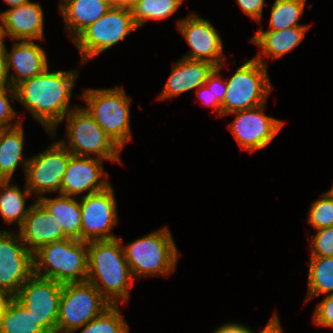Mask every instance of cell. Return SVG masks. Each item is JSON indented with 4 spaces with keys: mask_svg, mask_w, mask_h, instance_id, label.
<instances>
[{
    "mask_svg": "<svg viewBox=\"0 0 333 333\" xmlns=\"http://www.w3.org/2000/svg\"><path fill=\"white\" fill-rule=\"evenodd\" d=\"M76 72H49L46 68L15 87L16 100L29 110L47 132L56 130V126L72 111L68 108L71 91L78 77Z\"/></svg>",
    "mask_w": 333,
    "mask_h": 333,
    "instance_id": "6da1fadb",
    "label": "cell"
},
{
    "mask_svg": "<svg viewBox=\"0 0 333 333\" xmlns=\"http://www.w3.org/2000/svg\"><path fill=\"white\" fill-rule=\"evenodd\" d=\"M122 239L93 240L87 242L88 275L87 282L93 284L101 295L111 304L128 300V288L133 281L123 249ZM101 281V286L98 283ZM117 298V299H115Z\"/></svg>",
    "mask_w": 333,
    "mask_h": 333,
    "instance_id": "7a4b0ae2",
    "label": "cell"
},
{
    "mask_svg": "<svg viewBox=\"0 0 333 333\" xmlns=\"http://www.w3.org/2000/svg\"><path fill=\"white\" fill-rule=\"evenodd\" d=\"M87 242L67 238L34 253V274L61 284L87 281Z\"/></svg>",
    "mask_w": 333,
    "mask_h": 333,
    "instance_id": "3957f363",
    "label": "cell"
},
{
    "mask_svg": "<svg viewBox=\"0 0 333 333\" xmlns=\"http://www.w3.org/2000/svg\"><path fill=\"white\" fill-rule=\"evenodd\" d=\"M133 279L145 275H168L175 270L178 252L167 228L152 232L123 247Z\"/></svg>",
    "mask_w": 333,
    "mask_h": 333,
    "instance_id": "277c9868",
    "label": "cell"
},
{
    "mask_svg": "<svg viewBox=\"0 0 333 333\" xmlns=\"http://www.w3.org/2000/svg\"><path fill=\"white\" fill-rule=\"evenodd\" d=\"M260 56L258 53L255 58L244 62L226 81L227 91L222 103V116L266 104L272 86L266 63Z\"/></svg>",
    "mask_w": 333,
    "mask_h": 333,
    "instance_id": "5b68a950",
    "label": "cell"
},
{
    "mask_svg": "<svg viewBox=\"0 0 333 333\" xmlns=\"http://www.w3.org/2000/svg\"><path fill=\"white\" fill-rule=\"evenodd\" d=\"M82 98L88 104L85 108L98 125L122 149L131 139L129 124L130 99L122 88L88 89Z\"/></svg>",
    "mask_w": 333,
    "mask_h": 333,
    "instance_id": "8992f818",
    "label": "cell"
},
{
    "mask_svg": "<svg viewBox=\"0 0 333 333\" xmlns=\"http://www.w3.org/2000/svg\"><path fill=\"white\" fill-rule=\"evenodd\" d=\"M136 28L130 6L113 5L101 18L82 31L74 42L84 62L118 43Z\"/></svg>",
    "mask_w": 333,
    "mask_h": 333,
    "instance_id": "52a82bcc",
    "label": "cell"
},
{
    "mask_svg": "<svg viewBox=\"0 0 333 333\" xmlns=\"http://www.w3.org/2000/svg\"><path fill=\"white\" fill-rule=\"evenodd\" d=\"M68 151L77 156L121 162L118 153L122 150L98 125L85 108H73L67 115Z\"/></svg>",
    "mask_w": 333,
    "mask_h": 333,
    "instance_id": "ba28073f",
    "label": "cell"
},
{
    "mask_svg": "<svg viewBox=\"0 0 333 333\" xmlns=\"http://www.w3.org/2000/svg\"><path fill=\"white\" fill-rule=\"evenodd\" d=\"M111 304L89 282L63 284L57 330L71 333L102 314Z\"/></svg>",
    "mask_w": 333,
    "mask_h": 333,
    "instance_id": "9c48e42d",
    "label": "cell"
},
{
    "mask_svg": "<svg viewBox=\"0 0 333 333\" xmlns=\"http://www.w3.org/2000/svg\"><path fill=\"white\" fill-rule=\"evenodd\" d=\"M62 288L61 283L33 274L15 298L46 332H52L57 330Z\"/></svg>",
    "mask_w": 333,
    "mask_h": 333,
    "instance_id": "30bf717a",
    "label": "cell"
},
{
    "mask_svg": "<svg viewBox=\"0 0 333 333\" xmlns=\"http://www.w3.org/2000/svg\"><path fill=\"white\" fill-rule=\"evenodd\" d=\"M19 234L0 231V294L15 297L21 286L34 274V254Z\"/></svg>",
    "mask_w": 333,
    "mask_h": 333,
    "instance_id": "8fae6325",
    "label": "cell"
},
{
    "mask_svg": "<svg viewBox=\"0 0 333 333\" xmlns=\"http://www.w3.org/2000/svg\"><path fill=\"white\" fill-rule=\"evenodd\" d=\"M64 142H56L41 154L21 162L25 167L26 187L31 193L61 190L62 178L72 155Z\"/></svg>",
    "mask_w": 333,
    "mask_h": 333,
    "instance_id": "7c38bea8",
    "label": "cell"
},
{
    "mask_svg": "<svg viewBox=\"0 0 333 333\" xmlns=\"http://www.w3.org/2000/svg\"><path fill=\"white\" fill-rule=\"evenodd\" d=\"M113 189L81 196V241L115 239L110 231L117 222L116 200Z\"/></svg>",
    "mask_w": 333,
    "mask_h": 333,
    "instance_id": "4fadbf2b",
    "label": "cell"
},
{
    "mask_svg": "<svg viewBox=\"0 0 333 333\" xmlns=\"http://www.w3.org/2000/svg\"><path fill=\"white\" fill-rule=\"evenodd\" d=\"M265 105L233 112L237 116L230 129L240 146L249 152L267 146L283 126L281 120L262 113Z\"/></svg>",
    "mask_w": 333,
    "mask_h": 333,
    "instance_id": "5bb4252c",
    "label": "cell"
},
{
    "mask_svg": "<svg viewBox=\"0 0 333 333\" xmlns=\"http://www.w3.org/2000/svg\"><path fill=\"white\" fill-rule=\"evenodd\" d=\"M177 22L179 31L192 48L183 58L206 61L215 67L223 65L221 36L209 21L193 14Z\"/></svg>",
    "mask_w": 333,
    "mask_h": 333,
    "instance_id": "9a60e30c",
    "label": "cell"
},
{
    "mask_svg": "<svg viewBox=\"0 0 333 333\" xmlns=\"http://www.w3.org/2000/svg\"><path fill=\"white\" fill-rule=\"evenodd\" d=\"M102 163V159L97 157L72 154L62 178L59 194L74 197L85 191H88L86 195H89L105 190L110 185L107 180H103Z\"/></svg>",
    "mask_w": 333,
    "mask_h": 333,
    "instance_id": "2e32d148",
    "label": "cell"
},
{
    "mask_svg": "<svg viewBox=\"0 0 333 333\" xmlns=\"http://www.w3.org/2000/svg\"><path fill=\"white\" fill-rule=\"evenodd\" d=\"M18 234L33 254L44 245L68 238L60 223L38 201L31 205Z\"/></svg>",
    "mask_w": 333,
    "mask_h": 333,
    "instance_id": "e0dca14e",
    "label": "cell"
},
{
    "mask_svg": "<svg viewBox=\"0 0 333 333\" xmlns=\"http://www.w3.org/2000/svg\"><path fill=\"white\" fill-rule=\"evenodd\" d=\"M2 34L19 40L43 39V12L39 3L29 2L0 13ZM5 27V28H4Z\"/></svg>",
    "mask_w": 333,
    "mask_h": 333,
    "instance_id": "ac0fdd59",
    "label": "cell"
},
{
    "mask_svg": "<svg viewBox=\"0 0 333 333\" xmlns=\"http://www.w3.org/2000/svg\"><path fill=\"white\" fill-rule=\"evenodd\" d=\"M11 53L5 48L6 69L8 73V85L15 88L21 82L28 80L48 68L47 56L44 50L32 40H20L13 45ZM13 67L16 75L9 76V70Z\"/></svg>",
    "mask_w": 333,
    "mask_h": 333,
    "instance_id": "d6986e66",
    "label": "cell"
},
{
    "mask_svg": "<svg viewBox=\"0 0 333 333\" xmlns=\"http://www.w3.org/2000/svg\"><path fill=\"white\" fill-rule=\"evenodd\" d=\"M171 75L159 95L160 99H168L192 89H198L207 81L208 75L215 68L209 62L186 58L177 61Z\"/></svg>",
    "mask_w": 333,
    "mask_h": 333,
    "instance_id": "ffe728a7",
    "label": "cell"
},
{
    "mask_svg": "<svg viewBox=\"0 0 333 333\" xmlns=\"http://www.w3.org/2000/svg\"><path fill=\"white\" fill-rule=\"evenodd\" d=\"M60 11L64 17L66 28L71 30L73 40L90 24L96 22L112 4L108 0H62Z\"/></svg>",
    "mask_w": 333,
    "mask_h": 333,
    "instance_id": "44dd1931",
    "label": "cell"
},
{
    "mask_svg": "<svg viewBox=\"0 0 333 333\" xmlns=\"http://www.w3.org/2000/svg\"><path fill=\"white\" fill-rule=\"evenodd\" d=\"M37 201L60 223L68 238L81 241L82 218L79 202L72 196L61 194L53 199L40 195Z\"/></svg>",
    "mask_w": 333,
    "mask_h": 333,
    "instance_id": "7402d4cb",
    "label": "cell"
},
{
    "mask_svg": "<svg viewBox=\"0 0 333 333\" xmlns=\"http://www.w3.org/2000/svg\"><path fill=\"white\" fill-rule=\"evenodd\" d=\"M308 28L309 26H294L277 31H262L259 28L251 40L263 49V54L276 59L299 45Z\"/></svg>",
    "mask_w": 333,
    "mask_h": 333,
    "instance_id": "603a6c76",
    "label": "cell"
},
{
    "mask_svg": "<svg viewBox=\"0 0 333 333\" xmlns=\"http://www.w3.org/2000/svg\"><path fill=\"white\" fill-rule=\"evenodd\" d=\"M22 122L14 127L0 128V180H10L23 158Z\"/></svg>",
    "mask_w": 333,
    "mask_h": 333,
    "instance_id": "cb8c5ba5",
    "label": "cell"
},
{
    "mask_svg": "<svg viewBox=\"0 0 333 333\" xmlns=\"http://www.w3.org/2000/svg\"><path fill=\"white\" fill-rule=\"evenodd\" d=\"M0 333H47L15 298L5 297Z\"/></svg>",
    "mask_w": 333,
    "mask_h": 333,
    "instance_id": "d4e9b609",
    "label": "cell"
},
{
    "mask_svg": "<svg viewBox=\"0 0 333 333\" xmlns=\"http://www.w3.org/2000/svg\"><path fill=\"white\" fill-rule=\"evenodd\" d=\"M10 180H0V214L7 223L17 221L21 226L25 217L28 215L31 205L25 208V195H31V192L25 186L24 194L15 185L9 186Z\"/></svg>",
    "mask_w": 333,
    "mask_h": 333,
    "instance_id": "484cf974",
    "label": "cell"
},
{
    "mask_svg": "<svg viewBox=\"0 0 333 333\" xmlns=\"http://www.w3.org/2000/svg\"><path fill=\"white\" fill-rule=\"evenodd\" d=\"M183 0H132L130 9L134 23L142 26L150 19H164L172 15Z\"/></svg>",
    "mask_w": 333,
    "mask_h": 333,
    "instance_id": "4316f807",
    "label": "cell"
},
{
    "mask_svg": "<svg viewBox=\"0 0 333 333\" xmlns=\"http://www.w3.org/2000/svg\"><path fill=\"white\" fill-rule=\"evenodd\" d=\"M308 299L333 293V257H310Z\"/></svg>",
    "mask_w": 333,
    "mask_h": 333,
    "instance_id": "83f0119b",
    "label": "cell"
},
{
    "mask_svg": "<svg viewBox=\"0 0 333 333\" xmlns=\"http://www.w3.org/2000/svg\"><path fill=\"white\" fill-rule=\"evenodd\" d=\"M306 0H275L271 9L268 31L283 30L294 26H307L297 23L303 14Z\"/></svg>",
    "mask_w": 333,
    "mask_h": 333,
    "instance_id": "f1b7e54d",
    "label": "cell"
},
{
    "mask_svg": "<svg viewBox=\"0 0 333 333\" xmlns=\"http://www.w3.org/2000/svg\"><path fill=\"white\" fill-rule=\"evenodd\" d=\"M118 304L111 305L102 314L84 325L80 333H129Z\"/></svg>",
    "mask_w": 333,
    "mask_h": 333,
    "instance_id": "f546056e",
    "label": "cell"
},
{
    "mask_svg": "<svg viewBox=\"0 0 333 333\" xmlns=\"http://www.w3.org/2000/svg\"><path fill=\"white\" fill-rule=\"evenodd\" d=\"M308 222L316 229L333 227V197L325 192L322 198L312 203Z\"/></svg>",
    "mask_w": 333,
    "mask_h": 333,
    "instance_id": "4dcf8cb0",
    "label": "cell"
},
{
    "mask_svg": "<svg viewBox=\"0 0 333 333\" xmlns=\"http://www.w3.org/2000/svg\"><path fill=\"white\" fill-rule=\"evenodd\" d=\"M312 241L311 257H333V227L317 230Z\"/></svg>",
    "mask_w": 333,
    "mask_h": 333,
    "instance_id": "1f68e13d",
    "label": "cell"
},
{
    "mask_svg": "<svg viewBox=\"0 0 333 333\" xmlns=\"http://www.w3.org/2000/svg\"><path fill=\"white\" fill-rule=\"evenodd\" d=\"M9 93V94H8ZM10 95V96H8ZM9 97H12L11 99L16 100V91L15 88H12L11 86L7 85L2 86L0 88V128H10L17 126L21 123V121L16 122L13 126H11V119H13L16 115L15 110L9 103ZM9 124V125H8Z\"/></svg>",
    "mask_w": 333,
    "mask_h": 333,
    "instance_id": "d6a6232c",
    "label": "cell"
},
{
    "mask_svg": "<svg viewBox=\"0 0 333 333\" xmlns=\"http://www.w3.org/2000/svg\"><path fill=\"white\" fill-rule=\"evenodd\" d=\"M222 66L223 65L215 67L208 75L207 81L204 84L206 87H212L213 107L217 110L219 116H222V103L227 91L226 80L223 81L221 80L222 78L218 76V72L221 70ZM220 84L223 88L220 86Z\"/></svg>",
    "mask_w": 333,
    "mask_h": 333,
    "instance_id": "836d02e7",
    "label": "cell"
},
{
    "mask_svg": "<svg viewBox=\"0 0 333 333\" xmlns=\"http://www.w3.org/2000/svg\"><path fill=\"white\" fill-rule=\"evenodd\" d=\"M313 321L317 325L333 328V293L317 304Z\"/></svg>",
    "mask_w": 333,
    "mask_h": 333,
    "instance_id": "e575fe53",
    "label": "cell"
},
{
    "mask_svg": "<svg viewBox=\"0 0 333 333\" xmlns=\"http://www.w3.org/2000/svg\"><path fill=\"white\" fill-rule=\"evenodd\" d=\"M237 2L246 14L261 22L264 0H237Z\"/></svg>",
    "mask_w": 333,
    "mask_h": 333,
    "instance_id": "d590c367",
    "label": "cell"
},
{
    "mask_svg": "<svg viewBox=\"0 0 333 333\" xmlns=\"http://www.w3.org/2000/svg\"><path fill=\"white\" fill-rule=\"evenodd\" d=\"M8 73L6 69V58H5V45L2 42L0 44V85H8Z\"/></svg>",
    "mask_w": 333,
    "mask_h": 333,
    "instance_id": "8d00e7d4",
    "label": "cell"
},
{
    "mask_svg": "<svg viewBox=\"0 0 333 333\" xmlns=\"http://www.w3.org/2000/svg\"><path fill=\"white\" fill-rule=\"evenodd\" d=\"M248 329L246 326L238 323H228L219 327L213 333H247Z\"/></svg>",
    "mask_w": 333,
    "mask_h": 333,
    "instance_id": "74e56055",
    "label": "cell"
},
{
    "mask_svg": "<svg viewBox=\"0 0 333 333\" xmlns=\"http://www.w3.org/2000/svg\"><path fill=\"white\" fill-rule=\"evenodd\" d=\"M282 328L280 326L279 319L276 314L272 316V318L269 320L268 324L265 326V328L260 333H282ZM247 333H254L251 331V329H248Z\"/></svg>",
    "mask_w": 333,
    "mask_h": 333,
    "instance_id": "f35d334b",
    "label": "cell"
},
{
    "mask_svg": "<svg viewBox=\"0 0 333 333\" xmlns=\"http://www.w3.org/2000/svg\"><path fill=\"white\" fill-rule=\"evenodd\" d=\"M197 96H199L208 106L213 107V94H212V87H206L205 85L200 86L197 89Z\"/></svg>",
    "mask_w": 333,
    "mask_h": 333,
    "instance_id": "ab89813d",
    "label": "cell"
},
{
    "mask_svg": "<svg viewBox=\"0 0 333 333\" xmlns=\"http://www.w3.org/2000/svg\"><path fill=\"white\" fill-rule=\"evenodd\" d=\"M112 5L115 6H129L132 0H108Z\"/></svg>",
    "mask_w": 333,
    "mask_h": 333,
    "instance_id": "60d3db41",
    "label": "cell"
},
{
    "mask_svg": "<svg viewBox=\"0 0 333 333\" xmlns=\"http://www.w3.org/2000/svg\"><path fill=\"white\" fill-rule=\"evenodd\" d=\"M5 2H7L8 5H10L11 7H15V6H20L26 3H29V0H5Z\"/></svg>",
    "mask_w": 333,
    "mask_h": 333,
    "instance_id": "b9f144b4",
    "label": "cell"
},
{
    "mask_svg": "<svg viewBox=\"0 0 333 333\" xmlns=\"http://www.w3.org/2000/svg\"><path fill=\"white\" fill-rule=\"evenodd\" d=\"M5 310V297L3 296L0 299V330H1V323H2V316Z\"/></svg>",
    "mask_w": 333,
    "mask_h": 333,
    "instance_id": "7bdbcfd3",
    "label": "cell"
},
{
    "mask_svg": "<svg viewBox=\"0 0 333 333\" xmlns=\"http://www.w3.org/2000/svg\"><path fill=\"white\" fill-rule=\"evenodd\" d=\"M3 39H4V37H3V34H2V26L0 24V44L3 42Z\"/></svg>",
    "mask_w": 333,
    "mask_h": 333,
    "instance_id": "ee69618b",
    "label": "cell"
},
{
    "mask_svg": "<svg viewBox=\"0 0 333 333\" xmlns=\"http://www.w3.org/2000/svg\"><path fill=\"white\" fill-rule=\"evenodd\" d=\"M47 333H67V332H61V331L56 330V331L47 332Z\"/></svg>",
    "mask_w": 333,
    "mask_h": 333,
    "instance_id": "f6af8a7d",
    "label": "cell"
},
{
    "mask_svg": "<svg viewBox=\"0 0 333 333\" xmlns=\"http://www.w3.org/2000/svg\"><path fill=\"white\" fill-rule=\"evenodd\" d=\"M327 193H329L333 197V188L330 191H328Z\"/></svg>",
    "mask_w": 333,
    "mask_h": 333,
    "instance_id": "bcb514c9",
    "label": "cell"
}]
</instances>
